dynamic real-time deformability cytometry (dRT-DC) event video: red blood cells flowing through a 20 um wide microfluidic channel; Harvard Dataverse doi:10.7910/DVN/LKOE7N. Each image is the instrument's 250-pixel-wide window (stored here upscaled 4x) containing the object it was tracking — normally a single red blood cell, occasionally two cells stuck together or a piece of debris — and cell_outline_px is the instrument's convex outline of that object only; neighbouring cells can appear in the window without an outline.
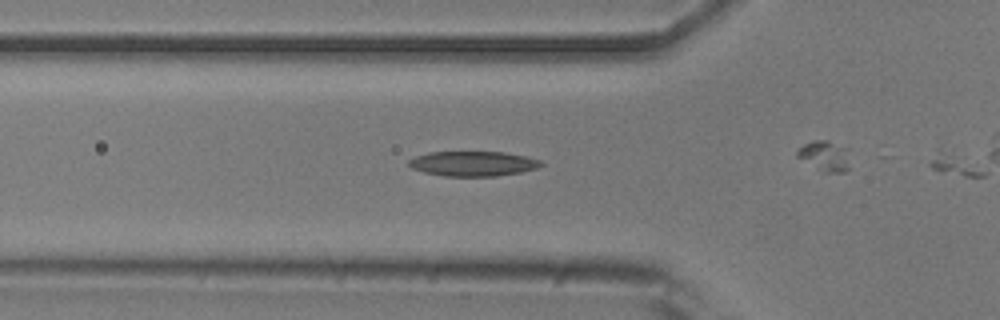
{"species": "common noctule bat (a hibernating species)", "species_latin": "Nyctalus noctula", "temperature_condition": "room temperature", "stored_images_in_passage": 9, "camera_frame_rate_fps": 3000, "um_per_image_px": 0.085, "animal": {"sex": "male", "body_mass_g": 20.5, "forearm_length_mm": 52.5}, "frame": {"image": 1, "passage_image": 4, "time_ms": 1.0, "image_size_px": [1000, 320], "cell_outline_px": [[544, 164], [536, 168], [520, 172], [496, 176], [444, 176], [424, 172], [412, 168], [408, 164], [408, 160], [416, 156], [428, 152], [504, 152], [528, 156], [540, 160]], "centroid_in_image_um": [40.21, 13.9], "position_along_channel_um": 85.6, "area_um2": 19.19}}
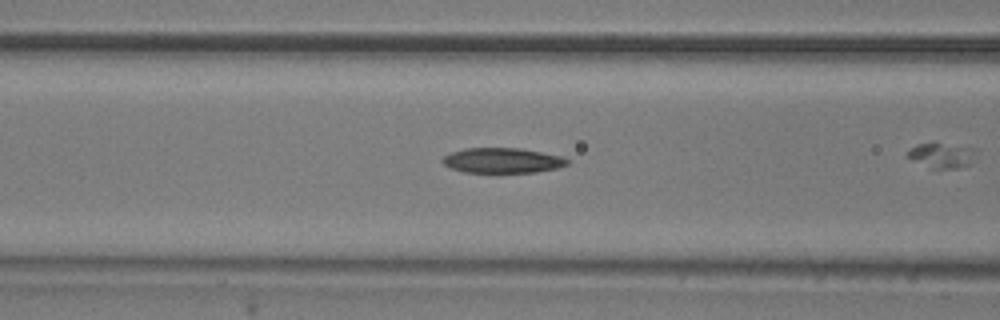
{"frame": {"image": 2, "passage_image": 7, "time_ms": 2.0, "image_size_px": [1000, 320], "cell_outline_px": [[568, 164], [556, 168], [536, 172], [464, 172], [452, 168], [444, 164], [440, 160], [444, 156], [452, 152], [464, 148], [520, 148], [560, 156], [568, 160]], "centroid_in_image_um": [42.67, 13.63], "position_along_channel_um": 123.9, "area_um2": 18.03}}